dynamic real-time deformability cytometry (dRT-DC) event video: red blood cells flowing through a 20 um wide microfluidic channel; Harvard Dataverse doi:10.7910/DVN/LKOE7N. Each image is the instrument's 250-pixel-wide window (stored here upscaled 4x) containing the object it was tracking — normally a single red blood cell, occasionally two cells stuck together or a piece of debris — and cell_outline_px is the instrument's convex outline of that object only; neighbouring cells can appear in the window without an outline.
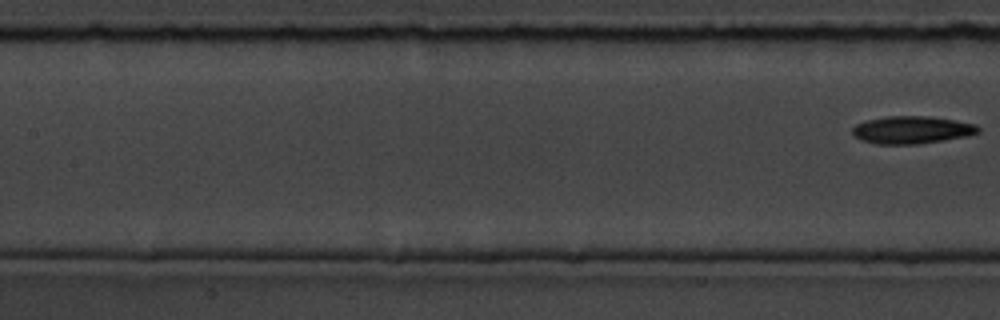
{"species": "common noctule bat (a hibernating species)", "species_latin": "Nyctalus noctula", "temperature_condition": "room temperature", "stored_images_in_passage": 8, "segment_of_instrument_passage": [2, 2], "camera_frame_rate_fps": 3000, "um_per_image_px": 0.085, "animal": {"sex": "male", "body_mass_g": 19.5, "forearm_length_mm": 54.6}, "frame": {"image": 1, "passage_image": 8, "time_ms": 9.667, "image_size_px": [1000, 320], "cell_outline_px": [[980, 132], [968, 136], [916, 144], [876, 144], [860, 140], [852, 132], [852, 128], [856, 124], [868, 120], [888, 116], [928, 116], [956, 120], [976, 124], [980, 128]], "centroid_in_image_um": [77.53, 11.04], "position_along_channel_um": 129.9, "area_um2": 20.17}}